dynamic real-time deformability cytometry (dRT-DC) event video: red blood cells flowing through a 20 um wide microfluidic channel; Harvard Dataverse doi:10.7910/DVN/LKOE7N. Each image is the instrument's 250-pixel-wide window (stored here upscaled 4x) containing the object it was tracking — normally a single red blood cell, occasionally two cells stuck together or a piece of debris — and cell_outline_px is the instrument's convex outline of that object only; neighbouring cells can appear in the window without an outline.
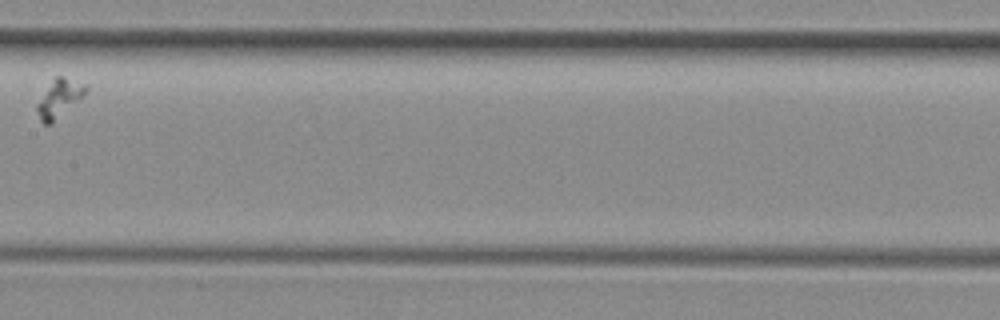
{"species": "common noctule bat (a hibernating species)", "species_latin": "Nyctalus noctula", "temperature_condition": "room temperature", "stored_images_in_passage": 4, "camera_frame_rate_fps": 3000, "um_per_image_px": 0.085, "animal": {"sex": "female", "body_mass_g": 29.2, "forearm_length_mm": 56.3}, "frame": {"image": 1, "passage_image": 4, "time_ms": 1.0, "image_size_px": [1000, 320], "cell_outline_px": [[88, 92], [84, 96], [52, 124], [44, 124], [40, 120], [36, 108], [36, 104], [52, 80], [56, 76], [64, 76], [88, 84]], "centroid_in_image_um": [5.08, 8.35], "position_along_channel_um": 202.3, "area_um2": 10.98}}